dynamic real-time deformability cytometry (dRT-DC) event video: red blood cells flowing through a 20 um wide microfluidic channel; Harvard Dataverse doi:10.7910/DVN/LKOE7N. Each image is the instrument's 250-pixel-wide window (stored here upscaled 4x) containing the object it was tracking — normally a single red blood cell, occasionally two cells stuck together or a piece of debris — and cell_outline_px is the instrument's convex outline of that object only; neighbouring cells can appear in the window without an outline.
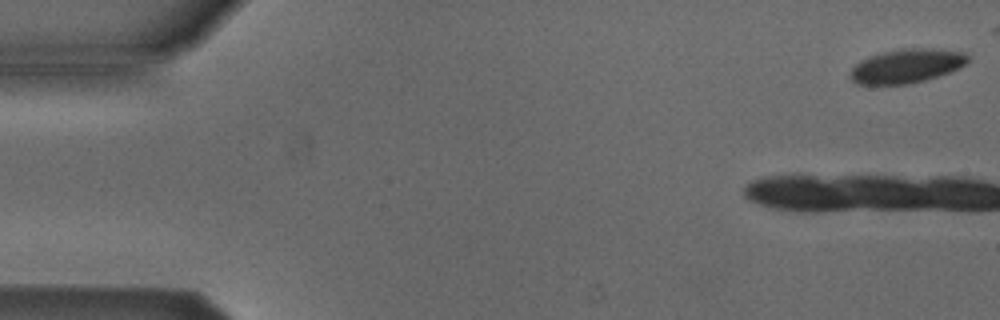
{"species": "Egyptian fruit bat (a non-hibernating species)", "species_latin": "Rousettus aegyptiacus", "temperature_condition": "cold", "stored_images_in_passage": 11, "camera_frame_rate_fps": 3000, "um_per_image_px": 0.085, "animal": {"sex": "male"}, "frame": {"image": 1, "passage_image": 1, "time_ms": 0.0, "image_size_px": [1000, 320], "cell_outline_px": [[972, 56], [960, 68], [924, 80], [908, 84], [856, 84], [852, 80], [852, 68], [860, 60], [868, 56], [880, 52], [900, 48], [936, 48], [964, 52]], "centroid_in_image_um": [77.09, 5.58], "position_along_channel_um": 7.9, "area_um2": 23.35}}